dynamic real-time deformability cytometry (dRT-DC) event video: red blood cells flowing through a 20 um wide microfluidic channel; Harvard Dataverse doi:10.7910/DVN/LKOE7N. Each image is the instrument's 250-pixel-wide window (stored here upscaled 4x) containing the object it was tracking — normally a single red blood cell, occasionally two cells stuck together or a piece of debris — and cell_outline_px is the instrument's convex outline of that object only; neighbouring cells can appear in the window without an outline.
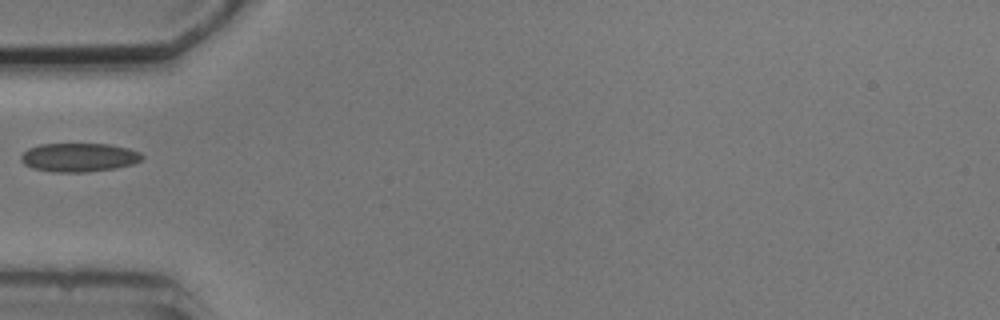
{"species": "common noctule bat (a hibernating species)", "species_latin": "Nyctalus noctula", "temperature_condition": "cold", "stored_images_in_passage": 1, "camera_frame_rate_fps": 3000, "um_per_image_px": 0.085, "animal": {"sex": "male", "body_mass_g": 20.5, "forearm_length_mm": 52.5}, "frame": {"image": 1, "passage_image": 1, "time_ms": 0.0, "image_size_px": [1000, 320], "cell_outline_px": [[144, 156], [140, 160], [132, 164], [116, 168], [88, 172], [52, 172], [32, 168], [24, 164], [20, 160], [20, 156], [28, 148], [40, 144], [108, 144], [128, 148], [140, 152]], "centroid_in_image_um": [6.69, 13.38], "position_along_channel_um": 78.3, "area_um2": 20.35}}